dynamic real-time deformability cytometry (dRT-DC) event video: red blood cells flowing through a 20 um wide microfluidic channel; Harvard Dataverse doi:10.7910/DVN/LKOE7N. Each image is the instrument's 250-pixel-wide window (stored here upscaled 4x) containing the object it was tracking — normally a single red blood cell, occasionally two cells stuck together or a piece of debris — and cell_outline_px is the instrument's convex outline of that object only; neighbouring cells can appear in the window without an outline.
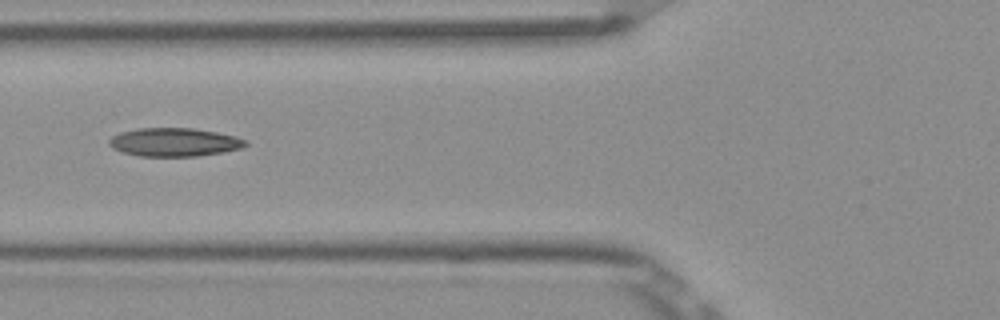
{"species": "Egyptian fruit bat (a non-hibernating species)", "species_latin": "Rousettus aegyptiacus", "temperature_condition": "room temperature", "stored_images_in_passage": 5, "camera_frame_rate_fps": 3000, "um_per_image_px": 0.085, "frame": {"image": 1, "passage_image": 5, "time_ms": 1.333, "image_size_px": [1000, 320], "cell_outline_px": [[248, 144], [244, 148], [224, 152], [196, 156], [140, 156], [124, 152], [112, 148], [108, 144], [108, 140], [112, 136], [120, 132], [136, 128], [192, 128], [216, 132], [236, 136], [248, 140]], "centroid_in_image_um": [14.84, 12.08], "position_along_channel_um": 111.0, "area_um2": 22.77}}